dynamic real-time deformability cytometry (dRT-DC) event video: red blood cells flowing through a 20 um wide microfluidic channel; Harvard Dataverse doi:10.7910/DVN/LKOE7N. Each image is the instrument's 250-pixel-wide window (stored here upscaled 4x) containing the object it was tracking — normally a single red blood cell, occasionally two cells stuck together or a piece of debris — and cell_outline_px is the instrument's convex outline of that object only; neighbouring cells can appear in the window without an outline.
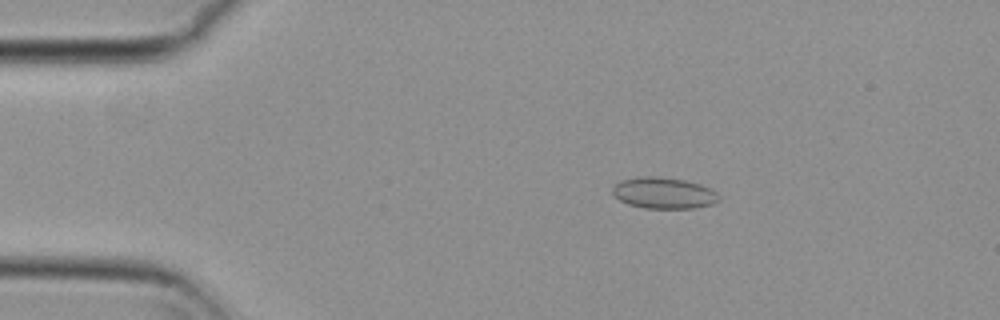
{"species": "common noctule bat (a hibernating species)", "species_latin": "Nyctalus noctula", "temperature_condition": "cold", "stored_images_in_passage": 53, "camera_frame_rate_fps": 3000, "um_per_image_px": 0.085, "animal": {"sex": "female", "body_mass_g": 29.2, "forearm_length_mm": 56.3}, "frame": {"image": 1, "passage_image": 10, "time_ms": 3.0, "image_size_px": [1000, 320], "cell_outline_px": [[720, 200], [712, 204], [696, 208], [644, 208], [628, 204], [620, 200], [612, 192], [612, 188], [620, 180], [640, 176], [656, 176], [684, 180], [700, 184], [712, 188], [720, 196]], "centroid_in_image_um": [56.44, 16.4], "position_along_channel_um": 28.6, "area_um2": 19.48}}
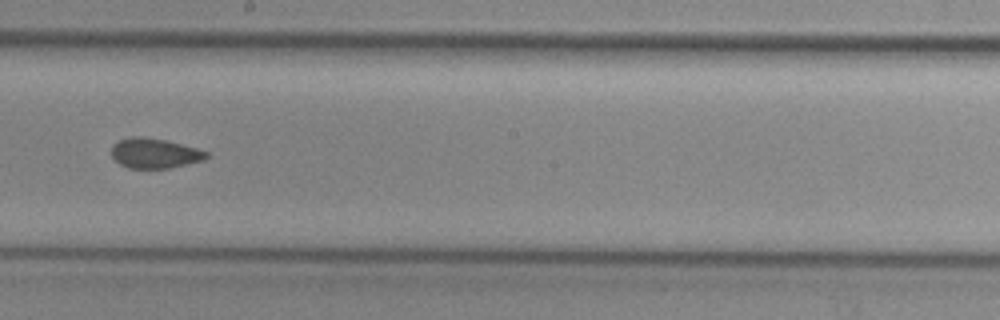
{"frame": {"image": 2, "passage_image": 31, "time_ms": 10.0, "image_size_px": [1000, 320], "cell_outline_px": [[208, 156], [204, 160], [168, 168], [128, 168], [120, 164], [112, 156], [112, 144], [120, 140], [132, 136], [144, 136], [164, 140], [196, 148], [208, 152]], "centroid_in_image_um": [13.12, 13.02], "position_along_channel_um": 235.1, "area_um2": 16.42}}
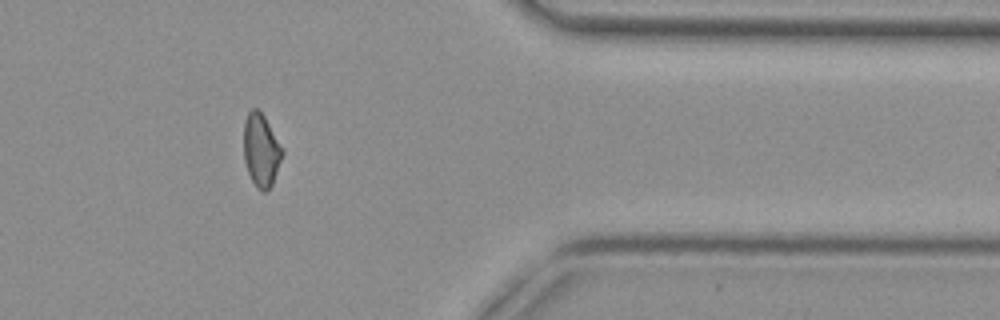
{"frame": {"image": 3, "passage_image": 45, "time_ms": 14.667, "image_size_px": [1000, 320], "cell_outline_px": [[284, 152], [272, 184], [264, 192], [256, 188], [248, 172], [244, 160], [244, 120], [248, 112], [252, 108], [256, 108], [264, 116], [284, 148]], "centroid_in_image_um": [22.2, 12.75], "position_along_channel_um": 389.2, "area_um2": 16.42}}